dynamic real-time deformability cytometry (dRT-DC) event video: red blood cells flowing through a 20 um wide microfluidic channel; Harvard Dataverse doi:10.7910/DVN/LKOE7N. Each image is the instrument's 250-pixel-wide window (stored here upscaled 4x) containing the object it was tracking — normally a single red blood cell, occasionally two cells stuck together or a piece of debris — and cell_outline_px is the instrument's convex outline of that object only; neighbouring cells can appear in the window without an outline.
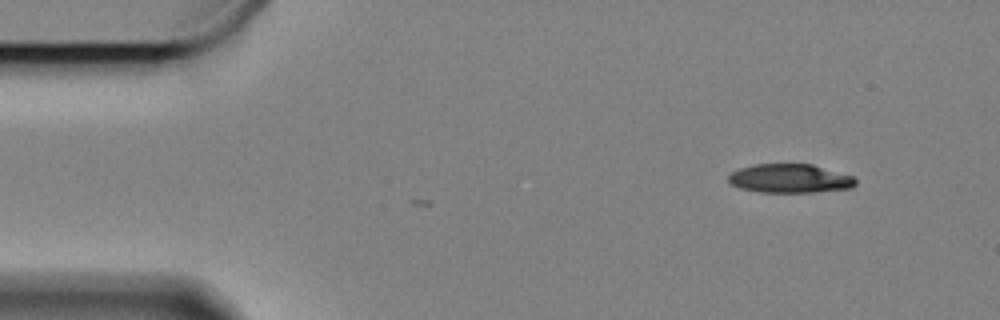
{"species": "Egyptian fruit bat (a non-hibernating species)", "species_latin": "Rousettus aegyptiacus", "temperature_condition": "cold", "stored_images_in_passage": 2, "camera_frame_rate_fps": 3000, "um_per_image_px": 0.085, "animal": {"sex": "female"}, "frame": {"image": 1, "passage_image": 2, "time_ms": 0.333, "image_size_px": [1000, 320], "cell_outline_px": [[856, 184], [852, 188], [812, 192], [760, 192], [740, 188], [732, 184], [728, 180], [728, 176], [732, 172], [740, 168], [756, 164], [812, 164], [852, 176], [856, 180]], "centroid_in_image_um": [67.14, 15.17], "position_along_channel_um": 17.9, "area_um2": 21.21}}